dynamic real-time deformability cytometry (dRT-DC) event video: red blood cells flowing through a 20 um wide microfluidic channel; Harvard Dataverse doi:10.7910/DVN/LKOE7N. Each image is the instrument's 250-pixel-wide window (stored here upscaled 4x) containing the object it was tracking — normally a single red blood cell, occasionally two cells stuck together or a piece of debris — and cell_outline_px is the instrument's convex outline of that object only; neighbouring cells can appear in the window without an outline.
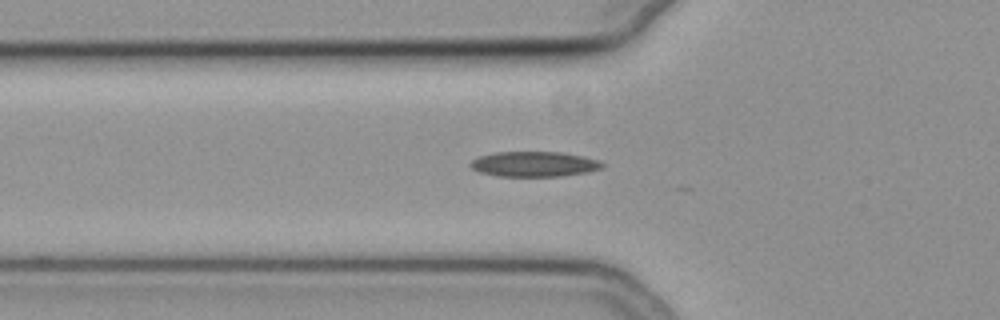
{"species": "common noctule bat (a hibernating species)", "species_latin": "Nyctalus noctula", "temperature_condition": "cold", "stored_images_in_passage": 27, "camera_frame_rate_fps": 3000, "um_per_image_px": 0.085, "animal": {"sex": "female", "body_mass_g": 19.3, "forearm_length_mm": 54.1}, "frame": {"image": 1, "passage_image": 2, "time_ms": 0.333, "image_size_px": [1000, 320], "cell_outline_px": [[604, 168], [588, 172], [564, 176], [500, 176], [480, 172], [472, 168], [468, 164], [472, 160], [480, 156], [496, 152], [560, 152], [600, 160], [604, 164]], "centroid_in_image_um": [45.43, 13.95], "position_along_channel_um": 80.4, "area_um2": 19.31}}
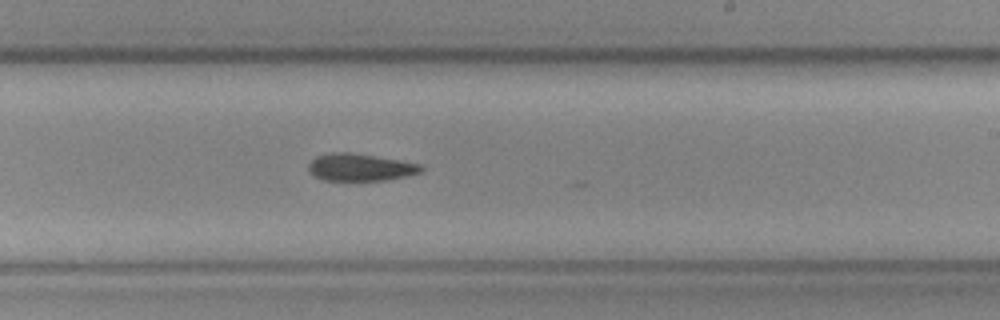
{"frame": {"image": 2, "passage_image": 16, "time_ms": 5.0, "image_size_px": [1000, 320], "cell_outline_px": [[424, 172], [384, 180], [324, 180], [312, 176], [308, 172], [308, 164], [316, 156], [332, 152], [348, 152], [400, 160], [420, 164], [424, 168]], "centroid_in_image_um": [30.59, 14.22], "position_along_channel_um": 258.4, "area_um2": 17.92}}
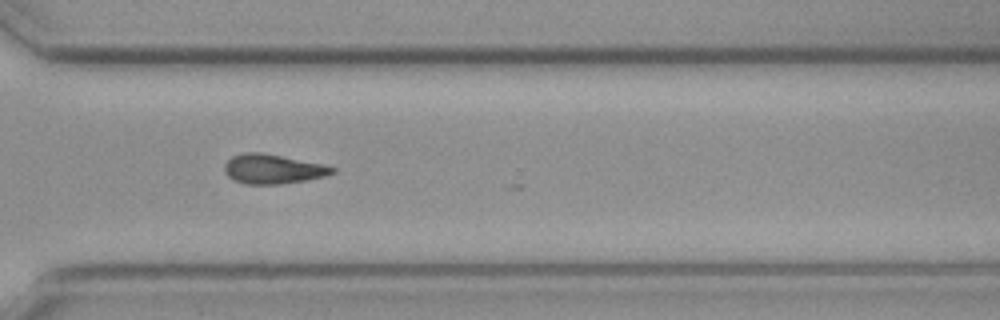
{"frame": {"image": 3, "passage_image": 23, "time_ms": 7.333, "image_size_px": [1000, 320], "cell_outline_px": [[336, 172], [324, 176], [304, 180], [280, 184], [244, 184], [232, 180], [224, 172], [224, 164], [232, 156], [244, 152], [264, 152], [320, 164], [336, 168]], "centroid_in_image_um": [23.13, 14.36], "position_along_channel_um": 347.5, "area_um2": 18.5}, "authors_computed_cell_mechanics": {"area_um2": 18.496, "velocity_mm_per_s": 3.8059, "shape_relaxation_time_tau1_ms": 11.1765, "shape_relaxation_time_tau2_ms": null, "deformation_change_tau1": 0.2208, "deformation_change_tau2": null}}